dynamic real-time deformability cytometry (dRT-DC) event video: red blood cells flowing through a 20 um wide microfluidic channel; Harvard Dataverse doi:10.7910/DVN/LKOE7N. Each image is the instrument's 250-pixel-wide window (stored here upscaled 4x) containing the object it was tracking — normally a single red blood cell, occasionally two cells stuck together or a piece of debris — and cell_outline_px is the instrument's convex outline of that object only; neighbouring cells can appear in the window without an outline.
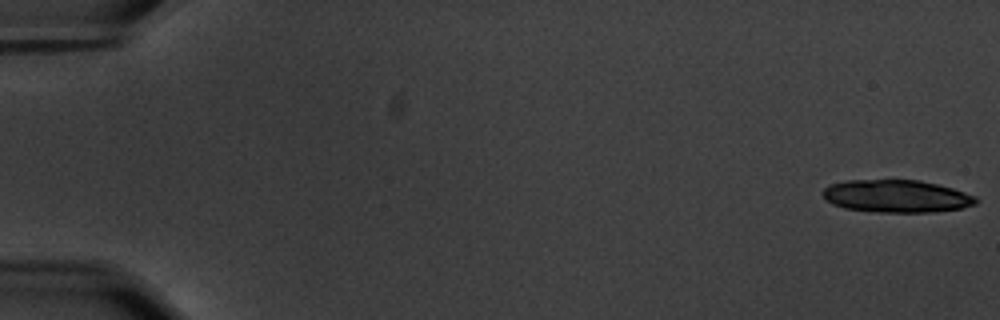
{"species": "common noctule bat (a hibernating species)", "species_latin": "Nyctalus noctula", "temperature_condition": "warm", "stored_images_in_passage": 13, "camera_frame_rate_fps": 3000, "um_per_image_px": 0.085, "animal": {"sex": "male", "body_mass_g": 20.1, "forearm_length_mm": 53.5}, "frame": {"image": 1, "passage_image": 1, "time_ms": 0.0, "image_size_px": [1000, 320], "cell_outline_px": [[980, 200], [976, 204], [960, 208], [932, 212], [876, 212], [844, 208], [832, 204], [824, 196], [824, 188], [828, 184], [848, 180], [920, 180], [952, 188], [976, 196]], "centroid_in_image_um": [76.21, 16.67], "position_along_channel_um": 8.8, "area_um2": 29.02}}